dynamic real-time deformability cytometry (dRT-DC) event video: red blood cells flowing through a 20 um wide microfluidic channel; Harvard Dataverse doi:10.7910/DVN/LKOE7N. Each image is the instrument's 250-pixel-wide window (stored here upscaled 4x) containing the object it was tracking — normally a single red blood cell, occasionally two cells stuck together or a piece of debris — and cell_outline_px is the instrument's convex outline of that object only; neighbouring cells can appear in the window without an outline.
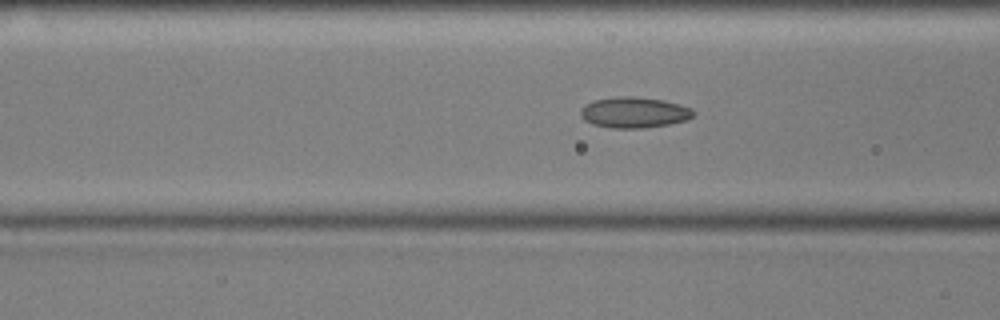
{"species": "common noctule bat (a hibernating species)", "species_latin": "Nyctalus noctula", "temperature_condition": "cold", "stored_images_in_passage": 45, "camera_frame_rate_fps": 3000, "um_per_image_px": 0.085, "animal": {"sex": "male", "body_mass_g": 17.9, "forearm_length_mm": 54.2}, "frame": {"image": 1, "passage_image": 10, "time_ms": 3.0, "image_size_px": [1000, 320], "cell_outline_px": [[696, 112], [692, 116], [684, 120], [668, 124], [644, 128], [612, 128], [592, 124], [584, 120], [580, 116], [580, 112], [592, 100], [616, 96], [632, 96], [664, 100], [680, 104], [692, 108]], "centroid_in_image_um": [53.9, 9.55], "position_along_channel_um": 112.7, "area_um2": 20.23}}
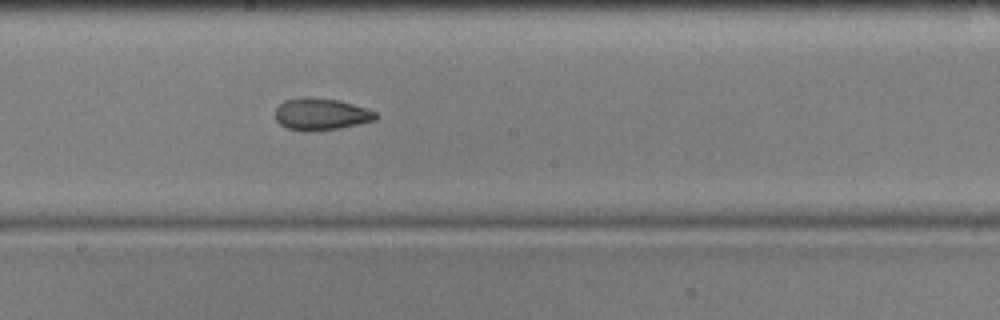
{"frame": {"image": 2, "passage_image": 19, "time_ms": 6.0, "image_size_px": [1000, 320], "cell_outline_px": [[380, 116], [376, 120], [340, 128], [304, 132], [288, 128], [280, 124], [276, 120], [276, 108], [284, 100], [304, 96], [308, 96], [340, 100], [368, 108], [376, 112]], "centroid_in_image_um": [27.32, 9.69], "position_along_channel_um": 220.9, "area_um2": 19.02}}
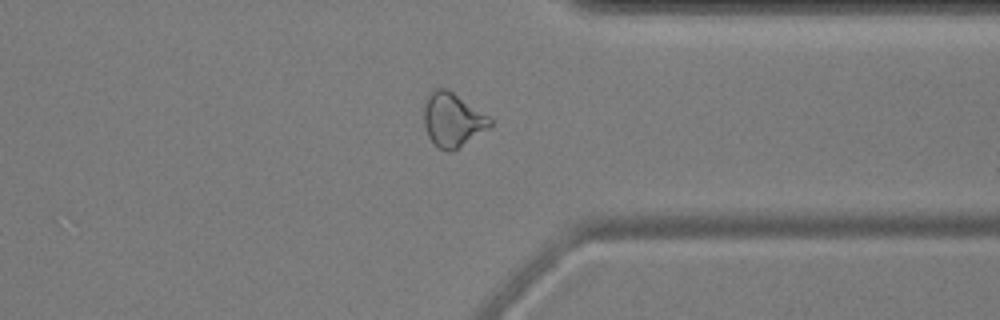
{"frame": {"image": 3, "passage_image": 32, "time_ms": 10.333, "image_size_px": [1000, 320], "cell_outline_px": [[492, 124], [488, 128], [456, 148], [448, 152], [440, 148], [428, 136], [424, 124], [424, 104], [432, 88], [448, 88], [488, 116], [492, 120]], "centroid_in_image_um": [38.44, 10.13], "position_along_channel_um": 373.0, "area_um2": 20.35}, "authors_computed_cell_mechanics": {"area_um2": 20.23, "velocity_mm_per_s": 3.6021, "shape_relaxation_time_tau1_ms": 8.3639, "shape_relaxation_time_tau2_ms": 3.6853, "deformation_change_tau1": 0.1244, "deformation_change_tau2": 0.1018}}